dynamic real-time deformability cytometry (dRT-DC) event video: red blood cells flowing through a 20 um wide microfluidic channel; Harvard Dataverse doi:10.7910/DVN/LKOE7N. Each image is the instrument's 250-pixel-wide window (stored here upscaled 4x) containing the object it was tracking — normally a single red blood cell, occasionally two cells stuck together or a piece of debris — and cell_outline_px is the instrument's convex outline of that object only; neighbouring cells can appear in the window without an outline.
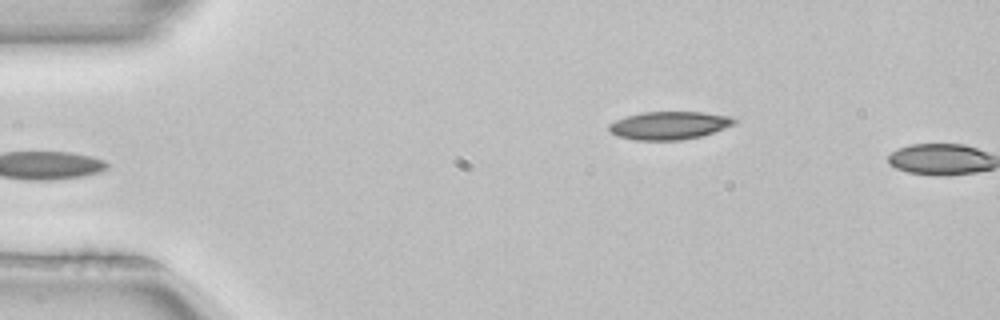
{"species": "common noctule bat (a hibernating species)", "species_latin": "Nyctalus noctula", "temperature_condition": "room temperature", "stored_images_in_passage": 3, "camera_frame_rate_fps": 3000, "um_per_image_px": 0.085, "animal": {"sex": "female", "body_mass_g": 22.7, "forearm_length_mm": 54.2}, "frame": {"image": 1, "passage_image": 3, "time_ms": 0.667, "image_size_px": [1000, 320], "cell_outline_px": [[736, 124], [700, 136], [680, 140], [636, 140], [616, 136], [608, 128], [608, 124], [624, 116], [640, 112], [704, 112], [728, 116], [736, 120]], "centroid_in_image_um": [56.84, 10.65], "position_along_channel_um": 28.2, "area_um2": 20.4}}